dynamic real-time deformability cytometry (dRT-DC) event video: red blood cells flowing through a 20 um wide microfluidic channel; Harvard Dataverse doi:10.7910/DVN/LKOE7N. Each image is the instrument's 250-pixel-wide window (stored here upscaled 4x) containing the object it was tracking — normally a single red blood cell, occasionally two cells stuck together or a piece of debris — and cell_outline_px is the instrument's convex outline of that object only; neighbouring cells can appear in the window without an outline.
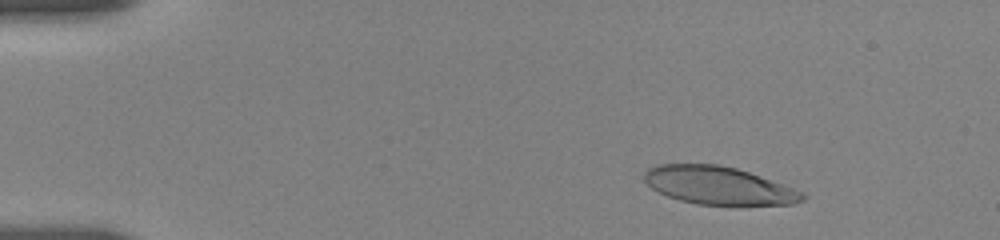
{"species": "human", "species_latin": "Homo sapiens", "temperature_condition": "room temperature", "stored_images_in_passage": 52, "camera_frame_rate_fps": 3000, "um_per_image_px": 0.085, "donor": {"sex": "female"}, "frame": {"image": 1, "passage_image": 7, "time_ms": 2.333, "image_size_px": [1000, 240], "cell_outline_px": [[808, 196], [804, 200], [792, 204], [740, 208], [736, 208], [696, 204], [680, 200], [668, 196], [652, 188], [644, 180], [644, 172], [648, 168], [656, 164], [720, 164], [736, 168], [748, 172], [804, 192]], "centroid_in_image_um": [61.14, 15.82], "position_along_channel_um": 23.9, "area_um2": 36.01}}
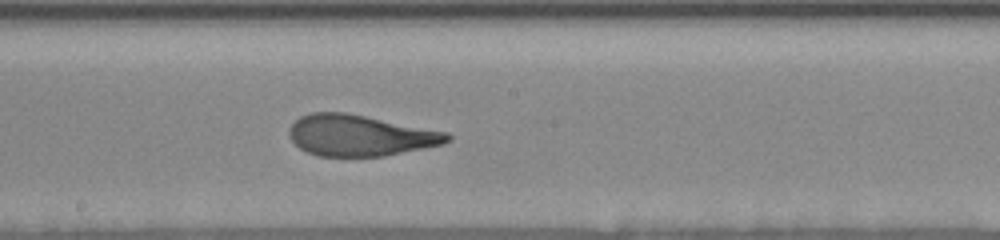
{"frame": {"image": 2, "passage_image": 32, "time_ms": 10.0, "image_size_px": [1000, 240], "cell_outline_px": [[452, 140], [444, 144], [384, 156], [316, 156], [300, 148], [292, 140], [288, 132], [288, 128], [300, 116], [312, 112], [344, 112], [448, 132], [452, 136]], "centroid_in_image_um": [30.61, 11.51], "position_along_channel_um": 217.6, "area_um2": 37.8}}
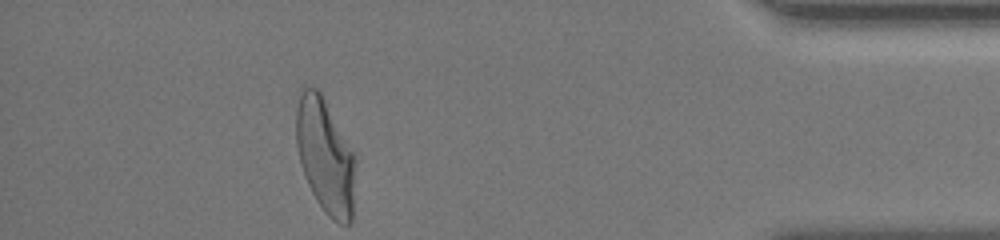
{"frame": {"image": 3, "passage_image": 52, "time_ms": 16.333, "image_size_px": [1000, 240], "cell_outline_px": [[356, 164], [352, 220], [348, 224], [340, 224], [332, 220], [324, 212], [316, 200], [308, 184], [300, 164], [296, 144], [296, 112], [300, 96], [304, 84], [316, 88], [320, 92], [356, 156]], "centroid_in_image_um": [27.66, 13.29], "position_along_channel_um": 407.5, "area_um2": 39.82}, "authors_computed_cell_mechanics": {"area_um2": 38.0324, "velocity_mm_per_s": 3.6594, "shape_relaxation_time_tau1_ms": 5.3486, "shape_relaxation_time_tau2_ms": 1.0757, "deformation_change_tau1": 0.2244, "deformation_change_tau2": 0.096}}